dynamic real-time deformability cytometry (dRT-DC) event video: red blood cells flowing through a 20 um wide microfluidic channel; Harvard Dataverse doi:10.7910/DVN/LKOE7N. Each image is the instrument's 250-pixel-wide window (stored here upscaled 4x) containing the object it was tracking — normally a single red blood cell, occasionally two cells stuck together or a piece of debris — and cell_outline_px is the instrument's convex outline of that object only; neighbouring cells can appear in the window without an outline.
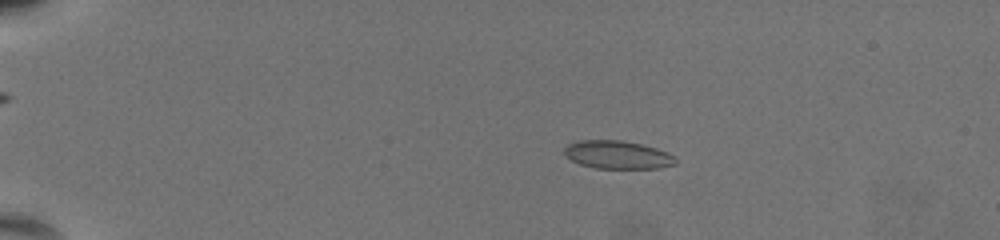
{"species": "common noctule bat (a hibernating species)", "species_latin": "Nyctalus noctula", "temperature_condition": "warm", "stored_images_in_passage": 58, "camera_frame_rate_fps": 3000, "um_per_image_px": 0.085, "animal": {"sex": "female", "body_mass_g": 19.5, "forearm_length_mm": 54.1}, "frame": {"image": 1, "passage_image": 13, "time_ms": 4.0, "image_size_px": [1000, 240], "cell_outline_px": [[676, 164], [660, 168], [596, 168], [580, 164], [572, 160], [564, 152], [564, 148], [568, 144], [580, 140], [620, 140], [640, 144], [656, 148], [672, 156], [676, 160]], "centroid_in_image_um": [52.47, 13.15], "position_along_channel_um": 32.5, "area_um2": 17.92}}
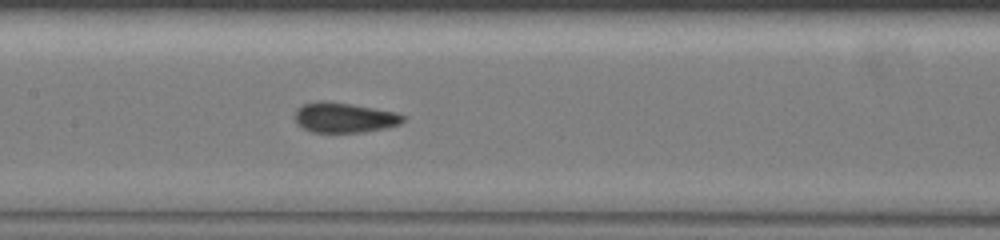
{"frame": {"image": 2, "passage_image": 32, "time_ms": 10.333, "image_size_px": [1000, 240], "cell_outline_px": [[404, 120], [400, 124], [384, 128], [364, 132], [312, 132], [296, 124], [296, 108], [304, 104], [320, 100], [324, 100], [352, 104], [396, 112], [404, 116]], "centroid_in_image_um": [29.25, 9.99], "position_along_channel_um": 178.2, "area_um2": 18.9}}
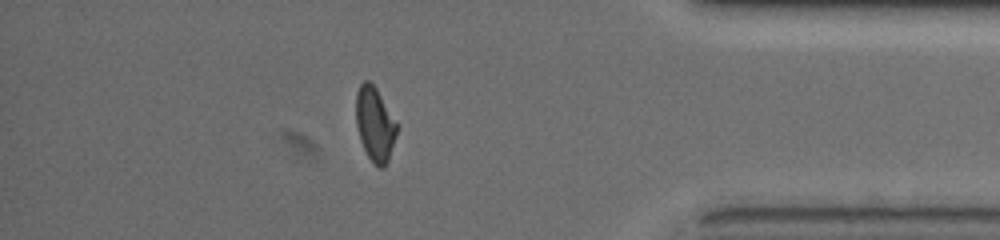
{"frame": {"image": 3, "passage_image": 52, "time_ms": 17.0, "image_size_px": [1000, 240], "cell_outline_px": [[396, 136], [388, 160], [384, 168], [380, 168], [368, 156], [360, 140], [356, 124], [356, 92], [360, 84], [364, 80], [368, 80], [376, 88], [396, 124]], "centroid_in_image_um": [31.83, 10.54], "position_along_channel_um": 403.4, "area_um2": 17.17}, "authors_computed_cell_mechanics": {"area_um2": 18.3804, "velocity_mm_per_s": 3.7453, "shape_relaxation_time_tau1_ms": null, "shape_relaxation_time_tau2_ms": 0.8797, "deformation_change_tau1": null, "deformation_change_tau2": 0.0654}}